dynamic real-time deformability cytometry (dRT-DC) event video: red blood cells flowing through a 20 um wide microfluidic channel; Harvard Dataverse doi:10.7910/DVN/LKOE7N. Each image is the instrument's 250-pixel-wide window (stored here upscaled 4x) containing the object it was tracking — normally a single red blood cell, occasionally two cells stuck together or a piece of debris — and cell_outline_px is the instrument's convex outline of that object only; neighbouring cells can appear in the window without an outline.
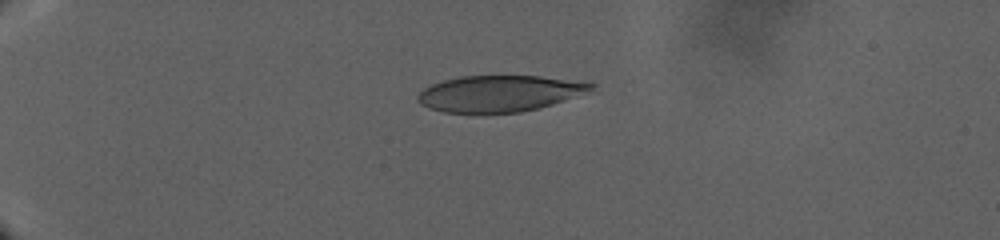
{"species": "human", "species_latin": "Homo sapiens", "temperature_condition": "warm", "stored_images_in_passage": 122, "camera_frame_rate_fps": 3000, "um_per_image_px": 0.085, "donor": {"sex": "male"}, "frame": {"image": 1, "passage_image": 1, "time_ms": 0.0, "image_size_px": [1000, 240], "cell_outline_px": [[596, 84], [592, 88], [552, 104], [520, 112], [444, 112], [428, 108], [420, 104], [416, 100], [416, 96], [424, 88], [432, 84], [444, 80], [460, 76], [540, 76]], "centroid_in_image_um": [42.32, 7.94], "position_along_channel_um": 42.7, "area_um2": 35.78}}
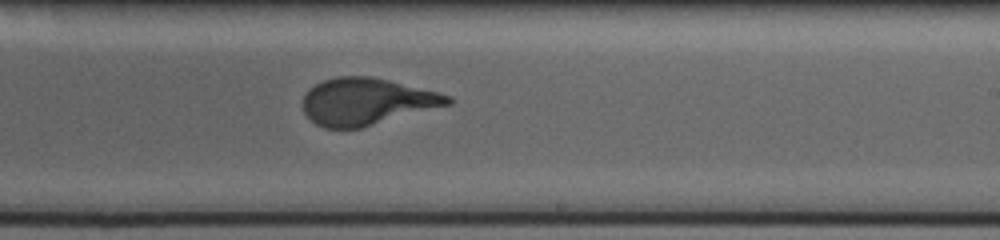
{"frame": {"image": 2, "passage_image": 64, "time_ms": 17.0, "image_size_px": [1000, 240], "cell_outline_px": [[456, 100], [452, 104], [360, 128], [324, 128], [316, 124], [304, 112], [304, 96], [316, 84], [324, 80], [336, 76], [372, 76], [440, 92], [452, 96]], "centroid_in_image_um": [31.23, 8.62], "position_along_channel_um": 257.8, "area_um2": 39.54}}
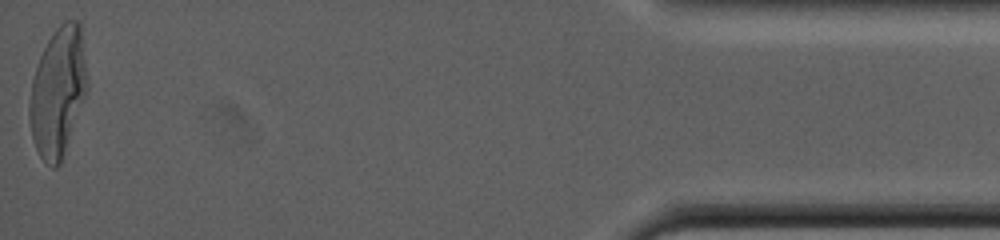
{"frame": {"image": 3, "passage_image": 122, "time_ms": 31.333, "image_size_px": [1000, 240], "cell_outline_px": [[88, 88], [60, 164], [56, 168], [52, 168], [40, 156], [36, 148], [32, 136], [28, 120], [28, 104], [32, 80], [40, 56], [48, 40], [56, 28], [64, 20], [80, 20], [88, 84]], "centroid_in_image_um": [4.92, 7.79], "position_along_channel_um": 430.3, "area_um2": 43.35}}